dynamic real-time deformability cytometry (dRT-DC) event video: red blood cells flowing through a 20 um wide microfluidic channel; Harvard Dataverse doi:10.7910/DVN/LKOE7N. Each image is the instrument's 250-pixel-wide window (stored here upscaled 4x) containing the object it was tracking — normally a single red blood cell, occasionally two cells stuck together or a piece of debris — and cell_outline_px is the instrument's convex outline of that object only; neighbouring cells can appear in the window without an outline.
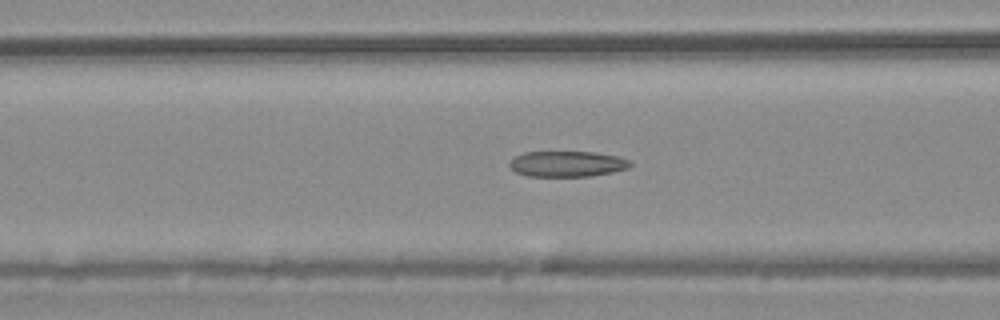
{"species": "common noctule bat (a hibernating species)", "species_latin": "Nyctalus noctula", "temperature_condition": "warm", "stored_images_in_passage": 54, "camera_frame_rate_fps": 3000, "um_per_image_px": 0.085, "animal": {"sex": "male", "body_mass_g": 20.4}, "frame": {"image": 1, "passage_image": 22, "time_ms": 7.0, "image_size_px": [1000, 320], "cell_outline_px": [[632, 164], [628, 168], [612, 172], [592, 176], [528, 176], [516, 172], [508, 164], [516, 156], [524, 152], [596, 152], [620, 156], [628, 160]], "centroid_in_image_um": [48.24, 13.93], "position_along_channel_um": 118.4, "area_um2": 18.03}}
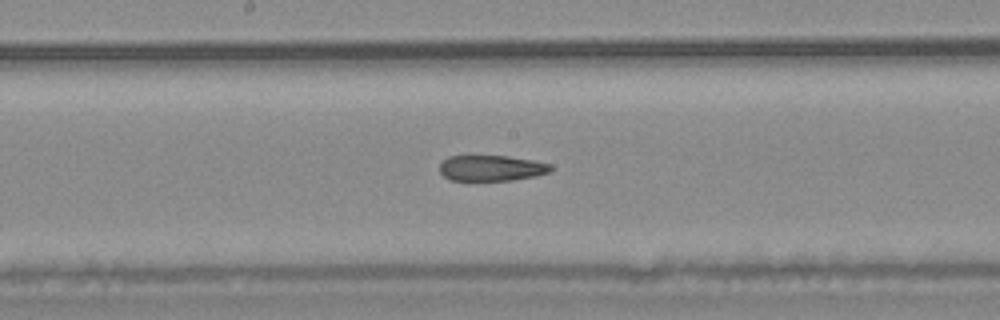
{"frame": {"image": 2, "passage_image": 29, "time_ms": 9.333, "image_size_px": [1000, 320], "cell_outline_px": [[552, 168], [548, 172], [536, 176], [512, 180], [448, 180], [440, 172], [440, 164], [448, 156], [508, 156], [532, 160], [552, 164]], "centroid_in_image_um": [41.77, 14.29], "position_along_channel_um": 206.4, "area_um2": 16.59}}
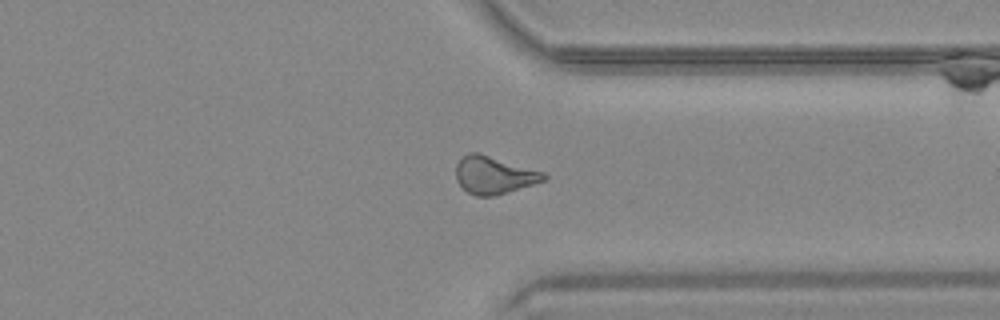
{"frame": {"image": 3, "passage_image": 42, "time_ms": 13.667, "image_size_px": [1000, 320], "cell_outline_px": [[548, 180], [496, 196], [476, 196], [468, 192], [456, 180], [456, 164], [468, 152], [480, 152], [544, 172], [548, 176]], "centroid_in_image_um": [42.02, 14.88], "position_along_channel_um": 369.4, "area_um2": 19.48}, "authors_computed_cell_mechanics": {"area_um2": 19.5653, "velocity_mm_per_s": 3.7779, "shape_relaxation_time_tau1_ms": null, "shape_relaxation_time_tau2_ms": 6.808, "deformation_change_tau1": null, "deformation_change_tau2": 0.1706}}